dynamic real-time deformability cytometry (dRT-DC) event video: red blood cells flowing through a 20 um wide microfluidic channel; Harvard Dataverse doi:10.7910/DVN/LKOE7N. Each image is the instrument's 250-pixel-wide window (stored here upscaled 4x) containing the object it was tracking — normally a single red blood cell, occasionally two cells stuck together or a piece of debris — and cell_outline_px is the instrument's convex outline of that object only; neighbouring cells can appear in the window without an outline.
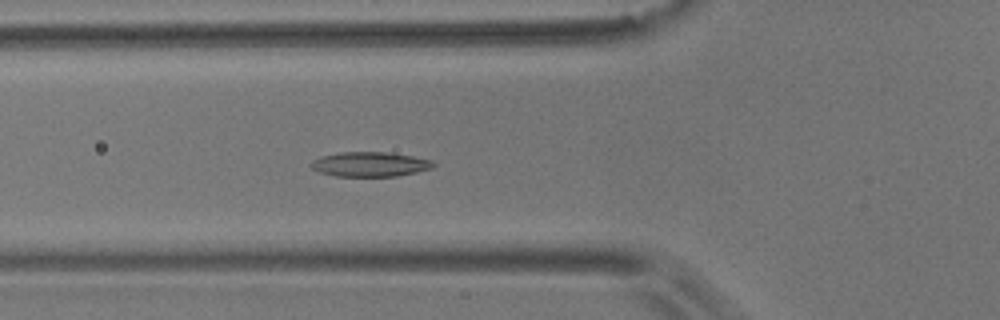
{"species": "common noctule bat (a hibernating species)", "species_latin": "Nyctalus noctula", "temperature_condition": "room temperature", "stored_images_in_passage": 6, "camera_frame_rate_fps": 3000, "um_per_image_px": 0.085, "animal": {"sex": "male", "body_mass_g": 17.9}, "frame": {"image": 1, "passage_image": 6, "time_ms": 5.667, "image_size_px": [1000, 320], "cell_outline_px": [[436, 164], [432, 168], [416, 172], [396, 176], [336, 176], [320, 172], [312, 168], [308, 164], [312, 160], [320, 156], [340, 152], [388, 152], [412, 156], [432, 160]], "centroid_in_image_um": [31.43, 13.95], "position_along_channel_um": 94.4, "area_um2": 17.63}}